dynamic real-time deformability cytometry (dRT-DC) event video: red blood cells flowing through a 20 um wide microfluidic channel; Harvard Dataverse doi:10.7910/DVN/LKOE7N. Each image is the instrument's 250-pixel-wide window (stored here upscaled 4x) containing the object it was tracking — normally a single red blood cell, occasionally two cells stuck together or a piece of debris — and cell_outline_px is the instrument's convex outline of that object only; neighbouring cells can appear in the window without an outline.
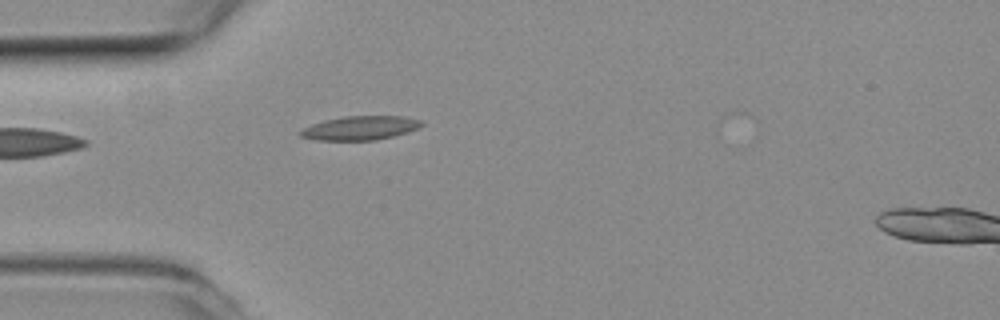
{"species": "common noctule bat (a hibernating species)", "species_latin": "Nyctalus noctula", "temperature_condition": "room temperature", "stored_images_in_passage": 37, "camera_frame_rate_fps": 3000, "um_per_image_px": 0.085, "animal": {"sex": "female", "body_mass_g": 19.3, "forearm_length_mm": 54.1}, "frame": {"image": 1, "passage_image": 1, "time_ms": 0.0, "image_size_px": [1000, 320], "cell_outline_px": [[424, 124], [416, 128], [392, 136], [376, 140], [316, 140], [300, 136], [300, 132], [304, 128], [312, 124], [324, 120], [344, 116], [404, 116], [420, 120]], "centroid_in_image_um": [30.59, 10.87], "position_along_channel_um": 54.4, "area_um2": 16.65}}
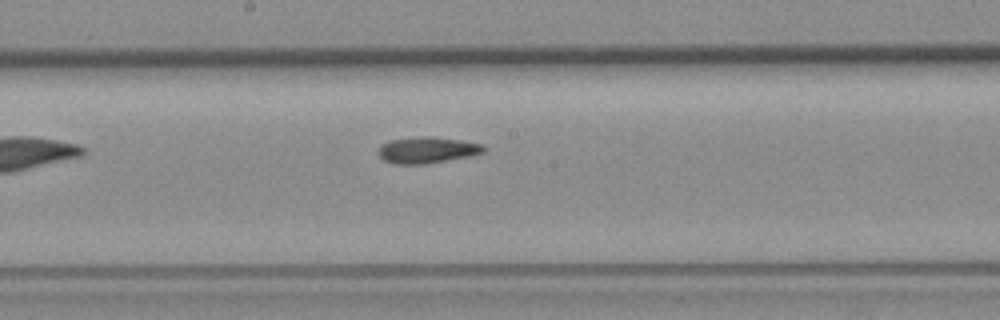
{"frame": {"image": 2, "passage_image": 14, "time_ms": 4.333, "image_size_px": [1000, 320], "cell_outline_px": [[484, 152], [468, 156], [424, 164], [396, 164], [384, 160], [376, 152], [388, 140], [424, 136], [428, 136], [460, 140], [484, 144]], "centroid_in_image_um": [36.29, 12.75], "position_along_channel_um": 211.9, "area_um2": 15.9}}
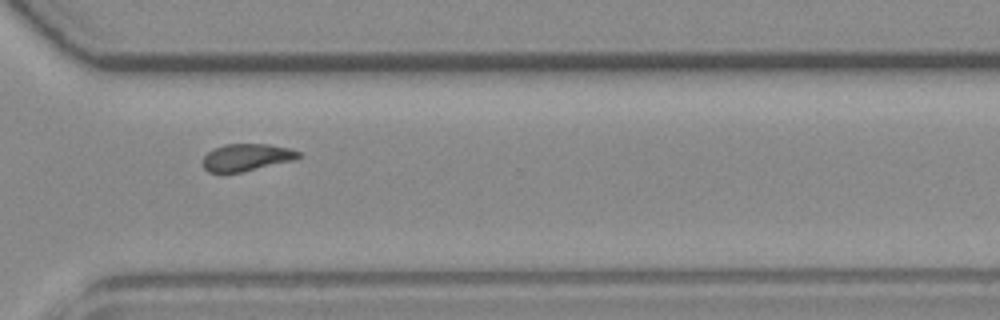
{"frame": {"image": 3, "passage_image": 25, "time_ms": 8.0, "image_size_px": [1000, 320], "cell_outline_px": [[300, 156], [296, 160], [240, 172], [208, 172], [200, 164], [204, 156], [212, 148], [224, 144], [268, 144], [288, 148], [300, 152]], "centroid_in_image_um": [20.92, 13.37], "position_along_channel_um": 349.7, "area_um2": 15.26}, "authors_computed_cell_mechanics": {"area_um2": 15.7216, "velocity_mm_per_s": 3.762, "shape_relaxation_time_tau1_ms": null, "shape_relaxation_time_tau2_ms": 5.3958, "deformation_change_tau1": null, "deformation_change_tau2": 0.1285}}